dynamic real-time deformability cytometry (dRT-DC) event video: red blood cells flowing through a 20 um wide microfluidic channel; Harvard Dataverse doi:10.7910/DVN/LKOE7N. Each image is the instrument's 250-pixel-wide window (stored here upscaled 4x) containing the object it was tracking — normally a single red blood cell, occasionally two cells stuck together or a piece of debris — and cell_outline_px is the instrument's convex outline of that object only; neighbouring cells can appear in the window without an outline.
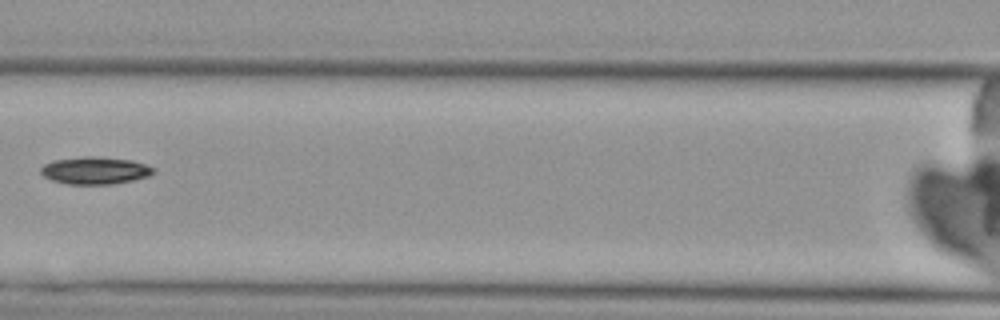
{"species": "Egyptian fruit bat (a non-hibernating species)", "species_latin": "Rousettus aegyptiacus", "temperature_condition": "cold", "stored_images_in_passage": 8, "camera_frame_rate_fps": 3000, "um_per_image_px": 0.085, "animal": {"sex": "female"}, "frame": {"image": 1, "passage_image": 7, "time_ms": 7.0, "image_size_px": [1000, 320], "cell_outline_px": [[156, 172], [148, 176], [132, 180], [112, 184], [68, 184], [52, 180], [44, 176], [40, 172], [40, 168], [44, 164], [52, 160], [80, 156], [92, 156], [132, 160], [156, 168]], "centroid_in_image_um": [8.07, 14.48], "position_along_channel_um": 158.5, "area_um2": 18.03}}
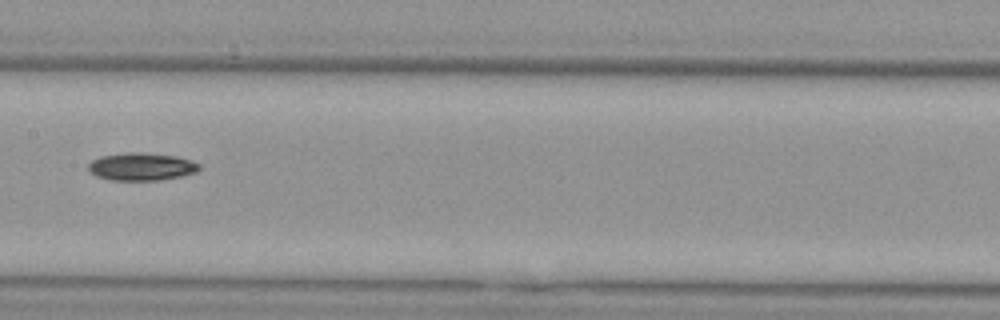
{"frame": {"image": 2, "passage_image": 8, "time_ms": 8.0, "image_size_px": [1000, 320], "cell_outline_px": [[200, 168], [196, 172], [180, 176], [160, 180], [112, 180], [96, 176], [88, 172], [88, 164], [92, 160], [100, 156], [128, 152], [140, 152], [176, 156], [192, 160], [200, 164]], "centroid_in_image_um": [12.0, 14.16], "position_along_channel_um": 195.4, "area_um2": 17.98}}